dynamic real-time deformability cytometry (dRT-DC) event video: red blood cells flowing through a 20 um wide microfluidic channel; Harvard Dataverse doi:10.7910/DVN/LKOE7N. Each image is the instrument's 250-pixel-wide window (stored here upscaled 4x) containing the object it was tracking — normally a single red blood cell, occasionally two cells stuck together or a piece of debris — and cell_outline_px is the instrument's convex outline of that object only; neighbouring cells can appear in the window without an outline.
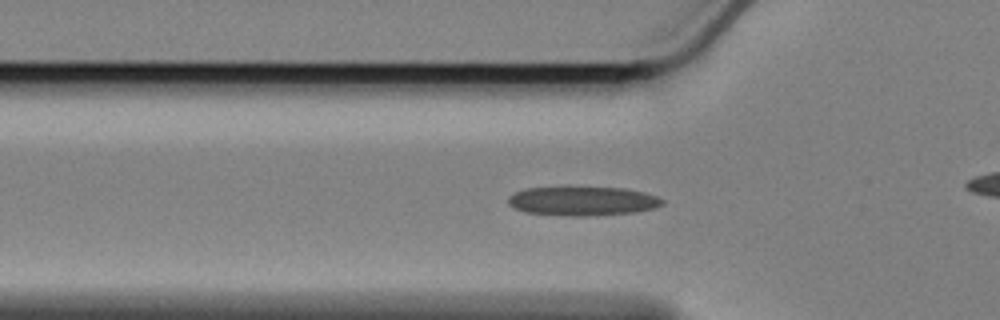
{"species": "Egyptian fruit bat (a non-hibernating species)", "species_latin": "Rousettus aegyptiacus", "temperature_condition": "cold", "stored_images_in_passage": 58, "camera_frame_rate_fps": 3000, "um_per_image_px": 0.085, "animal": {"sex": "female"}, "frame": {"image": 1, "passage_image": 17, "time_ms": 5.333, "image_size_px": [1000, 320], "cell_outline_px": [[664, 204], [656, 208], [636, 212], [588, 216], [564, 216], [524, 212], [508, 204], [508, 196], [524, 188], [568, 184], [624, 188], [644, 192], [656, 196], [664, 200]], "centroid_in_image_um": [49.49, 17.04], "position_along_channel_um": 76.3, "area_um2": 27.51}}
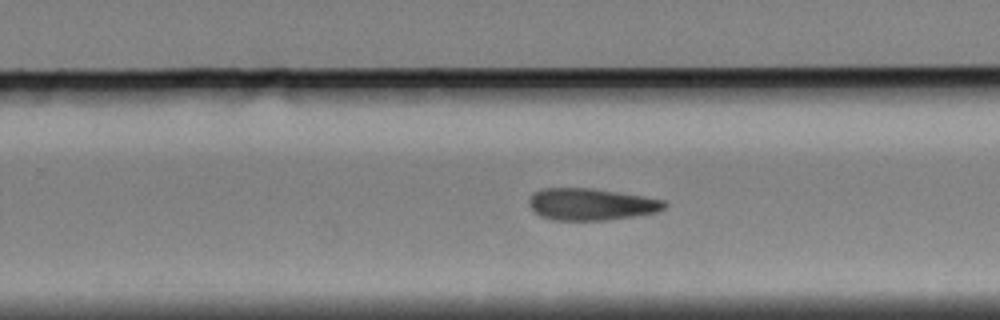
{"frame": {"image": 2, "passage_image": 35, "time_ms": 11.333, "image_size_px": [1000, 320], "cell_outline_px": [[668, 204], [664, 208], [656, 212], [632, 216], [604, 220], [552, 220], [540, 216], [528, 204], [528, 200], [532, 192], [540, 188], [592, 188], [664, 200]], "centroid_in_image_um": [50.18, 17.36], "position_along_channel_um": 279.6, "area_um2": 25.03}}
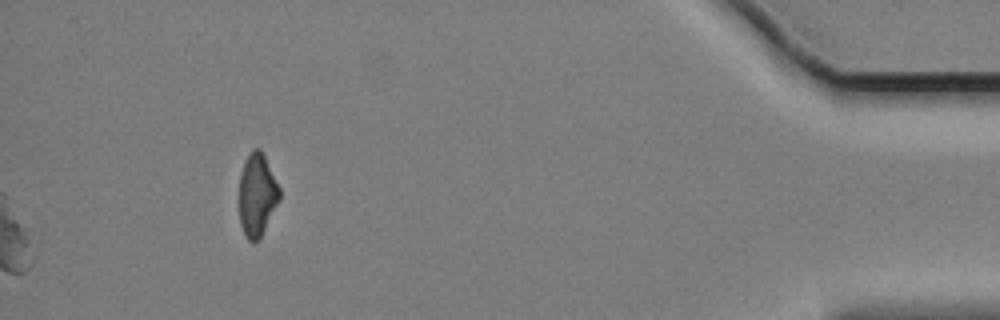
{"frame": {"image": 3, "passage_image": 58, "time_ms": 19.0, "image_size_px": [1000, 320], "cell_outline_px": [[280, 200], [260, 236], [252, 244], [244, 236], [240, 224], [240, 172], [244, 160], [248, 152], [252, 148], [260, 148], [280, 188]], "centroid_in_image_um": [21.84, 16.54], "position_along_channel_um": 413.4, "area_um2": 19.42}}